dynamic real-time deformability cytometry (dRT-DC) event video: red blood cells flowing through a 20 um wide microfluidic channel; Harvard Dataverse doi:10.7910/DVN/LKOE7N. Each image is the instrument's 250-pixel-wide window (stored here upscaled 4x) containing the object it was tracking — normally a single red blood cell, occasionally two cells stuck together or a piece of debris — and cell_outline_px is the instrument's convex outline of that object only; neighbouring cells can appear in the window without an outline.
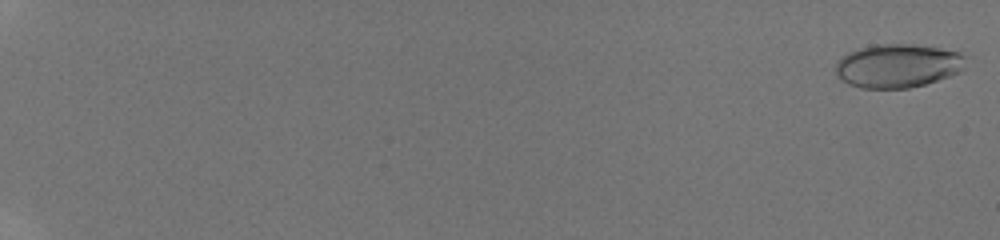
{"species": "human", "species_latin": "Homo sapiens", "temperature_condition": "room temperature", "stored_images_in_passage": 54, "camera_frame_rate_fps": 3000, "um_per_image_px": 0.085, "donor": {"sex": "male"}, "frame": {"image": 1, "passage_image": 2, "time_ms": 0.333, "image_size_px": [1000, 240], "cell_outline_px": [[964, 68], [960, 72], [924, 84], [908, 88], [860, 88], [848, 84], [836, 76], [836, 60], [848, 52], [872, 44], [912, 44], [940, 48], [960, 52], [964, 56]], "centroid_in_image_um": [76.27, 5.58], "position_along_channel_um": 8.7, "area_um2": 33.18}}
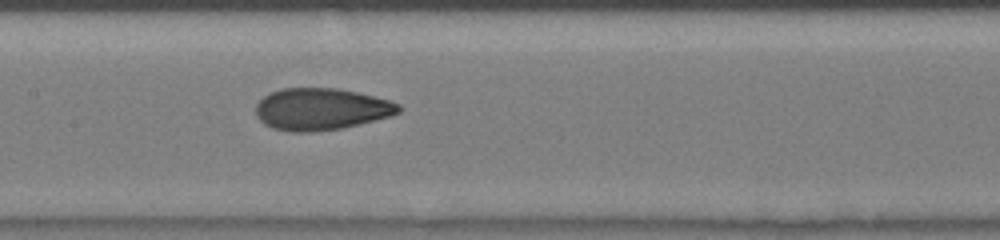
{"frame": {"image": 2, "passage_image": 32, "time_ms": 10.333, "image_size_px": [1000, 240], "cell_outline_px": [[400, 112], [392, 116], [340, 128], [308, 132], [292, 132], [272, 128], [264, 124], [256, 116], [256, 104], [268, 92], [280, 88], [336, 88], [356, 92], [388, 100], [400, 104]], "centroid_in_image_um": [27.25, 9.27], "position_along_channel_um": 180.1, "area_um2": 34.8}}
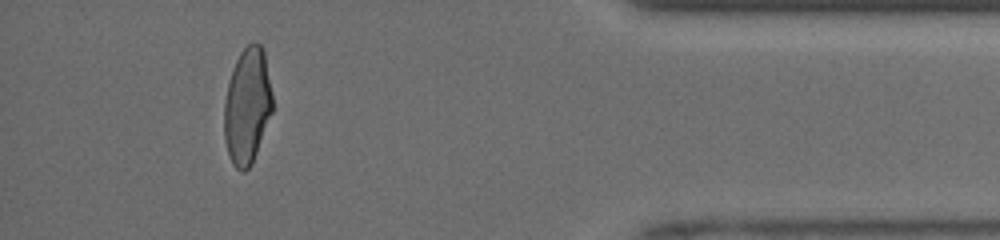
{"frame": {"image": 3, "passage_image": 51, "time_ms": 16.667, "image_size_px": [1000, 240], "cell_outline_px": [[272, 112], [252, 164], [244, 172], [240, 172], [232, 164], [224, 140], [224, 100], [228, 84], [236, 60], [240, 52], [252, 40], [256, 40], [264, 48], [272, 92]], "centroid_in_image_um": [21.02, 8.99], "position_along_channel_um": 414.2, "area_um2": 32.95}, "authors_computed_cell_mechanics": {"area_um2": 33.1483, "velocity_mm_per_s": 4.2298, "shape_relaxation_time_tau1_ms": 5.6625, "shape_relaxation_time_tau2_ms": 0.8616, "deformation_change_tau1": 0.1925, "deformation_change_tau2": 0.0671}}